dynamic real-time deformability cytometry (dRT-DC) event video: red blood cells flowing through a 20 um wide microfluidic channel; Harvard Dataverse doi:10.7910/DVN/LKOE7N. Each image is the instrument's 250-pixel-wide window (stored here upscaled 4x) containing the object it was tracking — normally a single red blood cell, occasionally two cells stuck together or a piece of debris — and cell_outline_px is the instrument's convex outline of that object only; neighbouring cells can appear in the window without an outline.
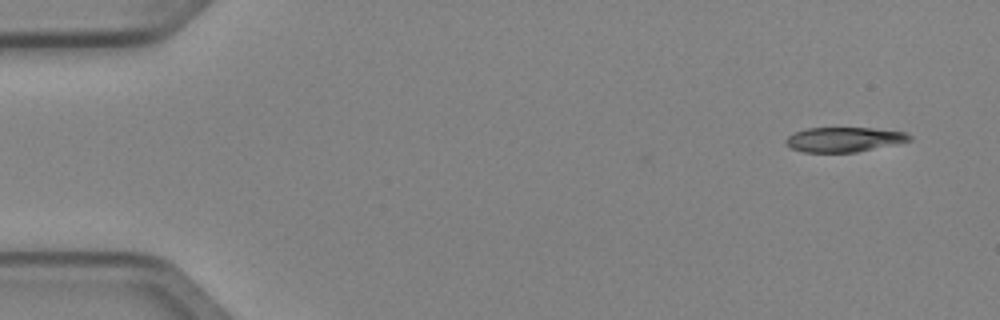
{"species": "Egyptian fruit bat (a non-hibernating species)", "species_latin": "Rousettus aegyptiacus", "temperature_condition": "cold", "stored_images_in_passage": 4, "camera_frame_rate_fps": 3000, "um_per_image_px": 0.085, "animal": {"sex": "female"}, "frame": {"image": 1, "passage_image": 1, "time_ms": 0.0, "image_size_px": [1000, 320], "cell_outline_px": [[912, 140], [856, 152], [804, 152], [792, 148], [784, 144], [784, 140], [788, 136], [796, 132], [808, 128], [872, 128], [904, 132], [912, 136]], "centroid_in_image_um": [71.71, 11.85], "position_along_channel_um": 13.3, "area_um2": 17.63}}
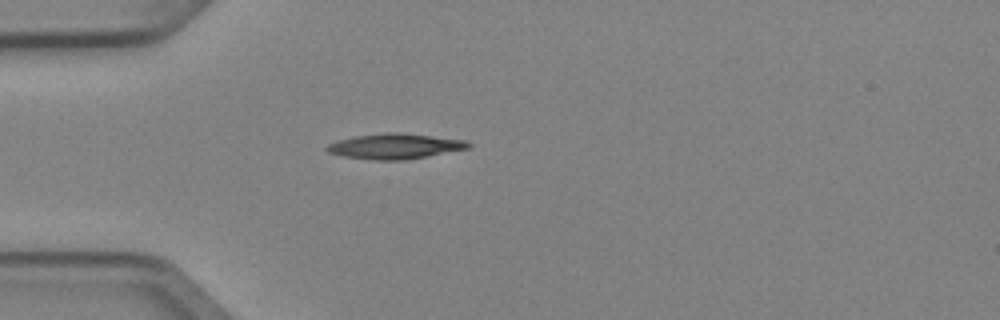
{"frame": {"image": 2, "passage_image": 4, "time_ms": 1.0, "image_size_px": [1000, 320], "cell_outline_px": [[472, 144], [468, 148], [404, 160], [372, 160], [344, 156], [328, 152], [324, 148], [328, 144], [340, 140], [356, 136], [388, 132], [400, 132], [464, 140]], "centroid_in_image_um": [33.54, 12.43], "position_along_channel_um": 51.5, "area_um2": 20.52}}